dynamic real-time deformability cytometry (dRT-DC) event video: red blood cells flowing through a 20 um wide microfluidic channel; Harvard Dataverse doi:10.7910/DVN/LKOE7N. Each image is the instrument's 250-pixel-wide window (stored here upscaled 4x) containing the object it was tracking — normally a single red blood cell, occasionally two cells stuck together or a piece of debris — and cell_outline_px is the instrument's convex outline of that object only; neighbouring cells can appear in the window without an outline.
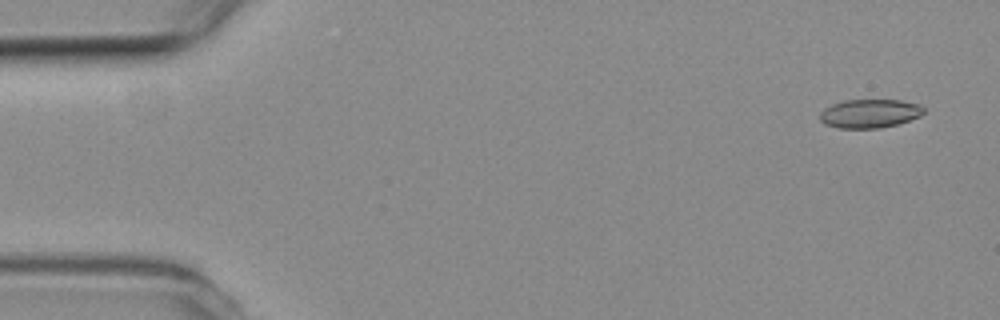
{"species": "common noctule bat (a hibernating species)", "species_latin": "Nyctalus noctula", "temperature_condition": "room temperature", "stored_images_in_passage": 50, "camera_frame_rate_fps": 3000, "um_per_image_px": 0.085, "animal": {"sex": "female", "body_mass_g": 19.3, "forearm_length_mm": 54.1}, "frame": {"image": 1, "passage_image": 3, "time_ms": 0.667, "image_size_px": [1000, 320], "cell_outline_px": [[924, 112], [920, 116], [900, 124], [880, 128], [840, 128], [824, 124], [820, 120], [820, 112], [824, 108], [832, 104], [844, 100], [900, 100], [920, 104], [924, 108]], "centroid_in_image_um": [73.93, 9.65], "position_along_channel_um": 11.1, "area_um2": 17.51}}
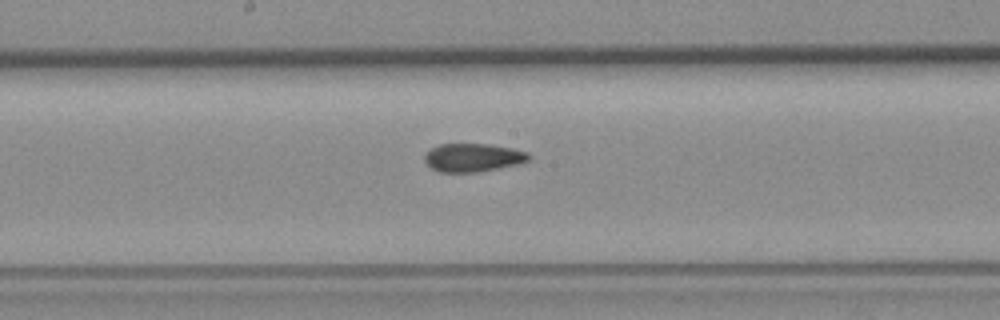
{"frame": {"image": 2, "passage_image": 28, "time_ms": 9.0, "image_size_px": [1000, 320], "cell_outline_px": [[532, 156], [528, 160], [520, 164], [476, 172], [440, 172], [432, 168], [424, 160], [424, 156], [432, 148], [440, 144], [488, 144], [512, 148], [528, 152]], "centroid_in_image_um": [40.23, 13.39], "position_along_channel_um": 208.0, "area_um2": 17.11}}
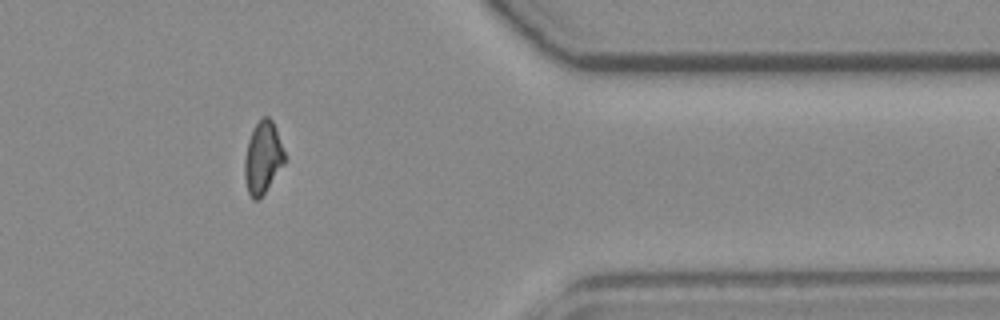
{"frame": {"image": 3, "passage_image": 44, "time_ms": 14.333, "image_size_px": [1000, 320], "cell_outline_px": [[284, 164], [260, 200], [252, 200], [248, 192], [244, 176], [244, 160], [248, 140], [252, 128], [264, 116], [268, 116], [272, 120], [276, 128], [284, 152]], "centroid_in_image_um": [22.32, 13.42], "position_along_channel_um": 389.1, "area_um2": 16.88}}